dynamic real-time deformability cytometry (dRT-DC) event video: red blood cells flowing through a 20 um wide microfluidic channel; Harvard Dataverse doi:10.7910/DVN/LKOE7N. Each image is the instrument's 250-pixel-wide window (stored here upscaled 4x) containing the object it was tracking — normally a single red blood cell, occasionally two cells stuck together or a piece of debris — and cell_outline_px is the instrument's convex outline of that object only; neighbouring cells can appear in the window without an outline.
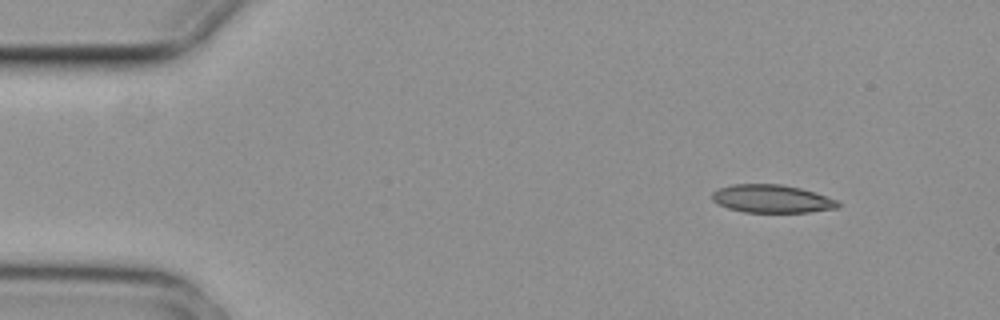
{"species": "common noctule bat (a hibernating species)", "species_latin": "Nyctalus noctula", "temperature_condition": "cold", "stored_images_in_passage": 4, "camera_frame_rate_fps": 3000, "um_per_image_px": 0.085, "animal": {"sex": "female", "body_mass_g": 29.2, "forearm_length_mm": 56.3}, "frame": {"image": 1, "passage_image": 1, "time_ms": 0.0, "image_size_px": [1000, 320], "cell_outline_px": [[840, 208], [808, 212], [744, 212], [728, 208], [712, 200], [712, 192], [720, 188], [732, 184], [780, 184], [800, 188], [836, 200], [840, 204]], "centroid_in_image_um": [65.59, 16.9], "position_along_channel_um": 19.4, "area_um2": 20.35}}
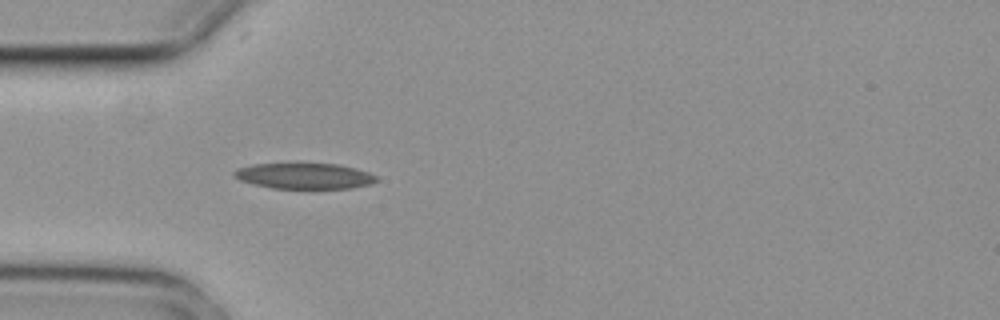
{"frame": {"image": 2, "passage_image": 4, "time_ms": 1.0, "image_size_px": [1000, 320], "cell_outline_px": [[380, 180], [372, 184], [352, 188], [272, 188], [252, 184], [240, 180], [232, 176], [232, 172], [236, 168], [252, 164], [296, 160], [336, 164], [356, 168], [368, 172], [376, 176]], "centroid_in_image_um": [25.82, 14.9], "position_along_channel_um": 59.2, "area_um2": 22.66}}